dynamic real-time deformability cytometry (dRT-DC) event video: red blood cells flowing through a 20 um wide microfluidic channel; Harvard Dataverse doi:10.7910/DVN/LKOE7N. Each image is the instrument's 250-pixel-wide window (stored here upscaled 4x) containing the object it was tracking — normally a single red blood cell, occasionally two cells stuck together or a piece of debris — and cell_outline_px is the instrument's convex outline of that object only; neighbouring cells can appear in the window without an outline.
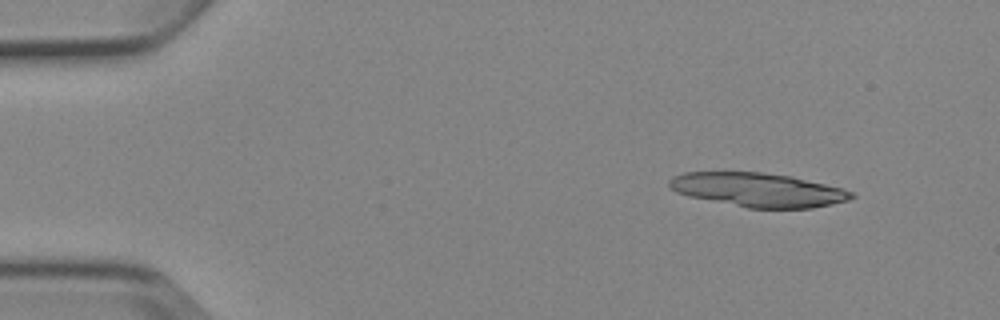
{"species": "Egyptian fruit bat (a non-hibernating species)", "species_latin": "Rousettus aegyptiacus", "temperature_condition": "cold", "stored_images_in_passage": 4, "camera_frame_rate_fps": 3000, "um_per_image_px": 0.085, "animal": {"sex": "female"}, "frame": {"image": 1, "passage_image": 1, "time_ms": 0.0, "image_size_px": [1000, 320], "cell_outline_px": [[856, 196], [848, 200], [832, 204], [812, 208], [748, 208], [688, 196], [676, 192], [668, 188], [668, 180], [672, 176], [684, 172], [760, 172], [792, 176], [844, 188], [852, 192]], "centroid_in_image_um": [64.42, 16.13], "position_along_channel_um": 20.6, "area_um2": 36.24}}
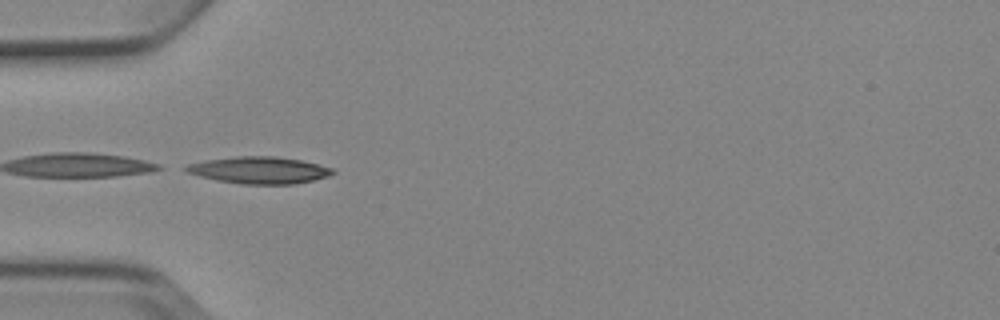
{"frame": {"image": 2, "passage_image": 4, "time_ms": 3.667, "image_size_px": [1000, 320], "cell_outline_px": [[336, 172], [328, 176], [312, 180], [292, 184], [240, 184], [216, 180], [200, 176], [188, 172], [180, 168], [188, 164], [204, 160], [236, 156], [276, 156], [300, 160], [332, 168]], "centroid_in_image_um": [21.98, 14.46], "position_along_channel_um": 63.0, "area_um2": 22.95}}